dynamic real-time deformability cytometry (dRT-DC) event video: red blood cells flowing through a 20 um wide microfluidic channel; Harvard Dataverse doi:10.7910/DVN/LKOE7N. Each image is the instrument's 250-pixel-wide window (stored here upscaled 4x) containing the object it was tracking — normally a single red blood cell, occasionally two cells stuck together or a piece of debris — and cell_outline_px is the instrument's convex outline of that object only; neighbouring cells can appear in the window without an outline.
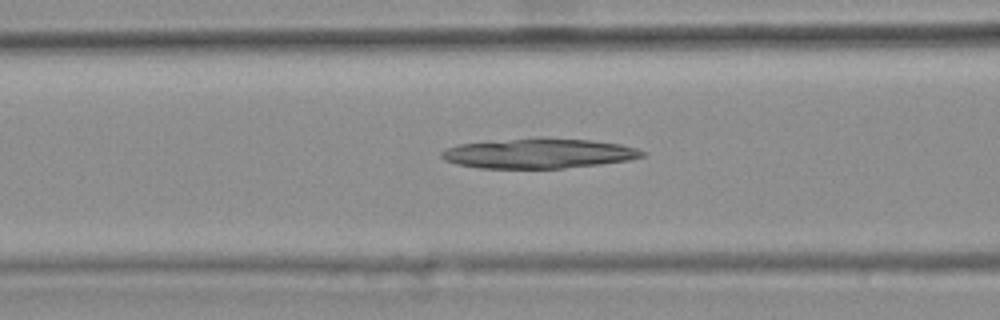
{"species": "common noctule bat (a hibernating species)", "species_latin": "Nyctalus noctula", "temperature_condition": "warm", "stored_images_in_passage": 46, "camera_frame_rate_fps": 3000, "um_per_image_px": 0.085, "animal": {"sex": "female", "body_mass_g": 25.1}, "frame": {"image": 1, "passage_image": 20, "time_ms": 6.333, "image_size_px": [1000, 320], "cell_outline_px": [[644, 156], [628, 160], [564, 168], [480, 168], [456, 164], [444, 160], [440, 156], [440, 152], [448, 148], [460, 144], [512, 140], [592, 140], [620, 144], [636, 148], [644, 152]], "centroid_in_image_um": [45.77, 13.08], "position_along_channel_um": 120.8, "area_um2": 33.58}}
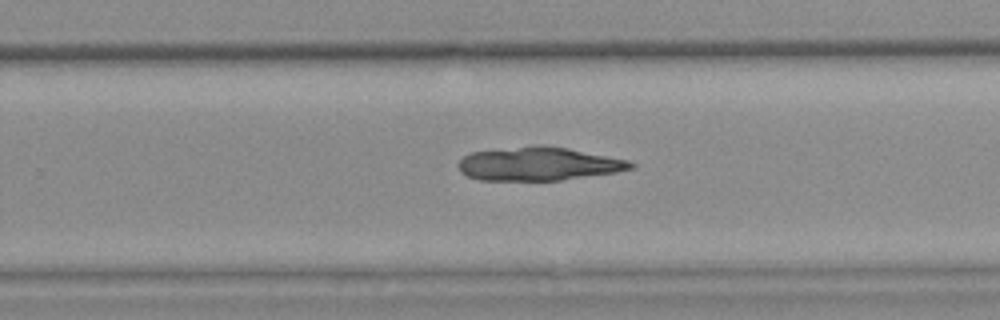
{"frame": {"image": 2, "passage_image": 33, "time_ms": 10.667, "image_size_px": [1000, 320], "cell_outline_px": [[636, 168], [616, 172], [560, 180], [480, 180], [468, 176], [460, 172], [460, 160], [464, 156], [472, 152], [536, 144], [540, 144], [568, 148], [628, 160], [636, 164]], "centroid_in_image_um": [45.81, 13.92], "position_along_channel_um": 284.0, "area_um2": 33.58}}